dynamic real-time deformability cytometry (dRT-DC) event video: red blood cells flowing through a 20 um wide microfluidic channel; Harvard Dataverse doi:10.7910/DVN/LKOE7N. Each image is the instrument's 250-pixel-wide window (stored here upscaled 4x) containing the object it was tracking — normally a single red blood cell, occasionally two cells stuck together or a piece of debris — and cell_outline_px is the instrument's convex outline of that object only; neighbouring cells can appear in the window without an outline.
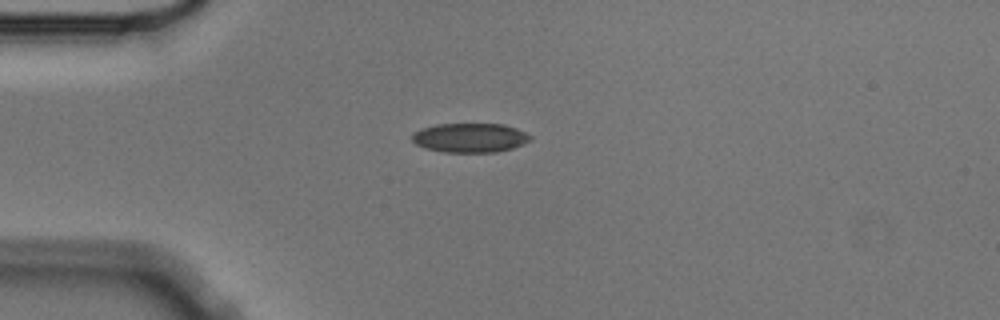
{"species": "Egyptian fruit bat (a non-hibernating species)", "species_latin": "Rousettus aegyptiacus", "temperature_condition": "cold", "stored_images_in_passage": 4, "camera_frame_rate_fps": 3000, "um_per_image_px": 0.085, "animal": {"sex": "male"}, "frame": {"image": 1, "passage_image": 1, "time_ms": 0.0, "image_size_px": [1000, 320], "cell_outline_px": [[532, 140], [512, 148], [496, 152], [444, 152], [424, 148], [416, 144], [412, 140], [412, 132], [420, 128], [436, 124], [504, 124], [516, 128], [532, 136]], "centroid_in_image_um": [39.92, 11.7], "position_along_channel_um": 45.1, "area_um2": 20.29}}
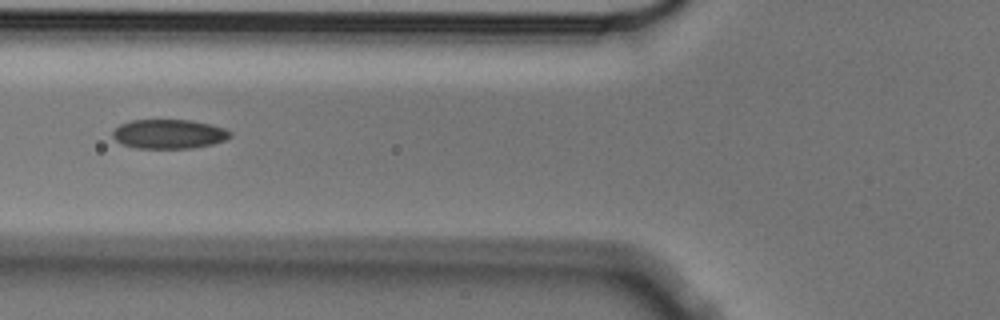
{"frame": {"image": 2, "passage_image": 3, "time_ms": 0.667, "image_size_px": [1000, 320], "cell_outline_px": [[232, 136], [224, 140], [212, 144], [192, 148], [136, 148], [120, 144], [112, 136], [112, 132], [120, 124], [132, 120], [192, 120], [212, 124], [224, 128], [232, 132]], "centroid_in_image_um": [14.36, 11.39], "position_along_channel_um": 111.4, "area_um2": 20.17}}
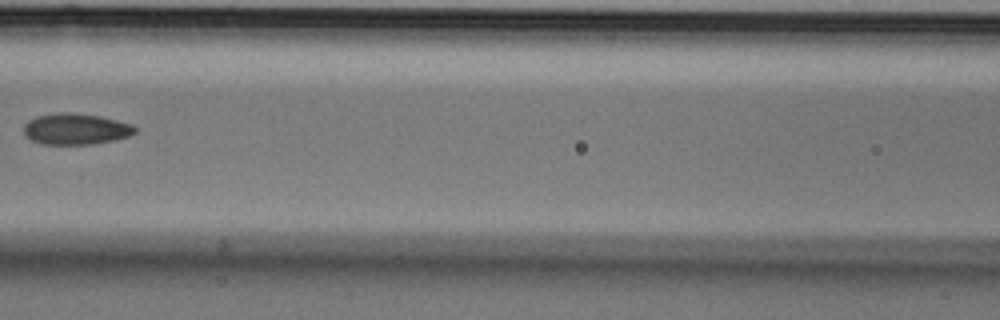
{"frame": {"image": 3, "passage_image": 4, "time_ms": 1.0, "image_size_px": [1000, 320], "cell_outline_px": [[136, 132], [128, 136], [116, 140], [92, 144], [40, 144], [24, 136], [24, 124], [28, 120], [36, 116], [56, 112], [72, 112], [100, 116], [132, 124], [136, 128]], "centroid_in_image_um": [6.41, 10.96], "position_along_channel_um": 160.2, "area_um2": 20.4}}